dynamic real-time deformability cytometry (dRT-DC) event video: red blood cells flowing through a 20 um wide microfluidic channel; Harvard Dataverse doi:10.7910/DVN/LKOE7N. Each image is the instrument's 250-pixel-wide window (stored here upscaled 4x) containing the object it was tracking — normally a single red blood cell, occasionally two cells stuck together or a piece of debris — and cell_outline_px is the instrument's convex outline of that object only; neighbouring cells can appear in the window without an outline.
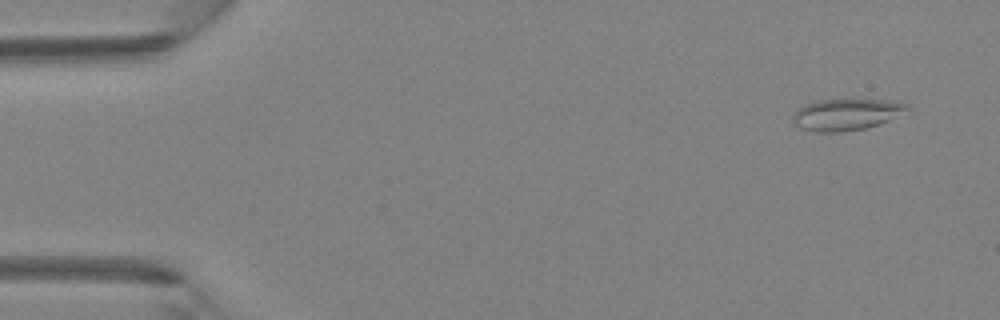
{"species": "Egyptian fruit bat (a non-hibernating species)", "species_latin": "Rousettus aegyptiacus", "temperature_condition": "room temperature", "stored_images_in_passage": 5, "camera_frame_rate_fps": 3000, "um_per_image_px": 0.085, "animal": {"sex": "female"}, "frame": {"image": 1, "passage_image": 1, "time_ms": 0.0, "image_size_px": [1000, 320], "cell_outline_px": [[912, 108], [880, 124], [864, 128], [840, 132], [812, 132], [800, 128], [792, 120], [792, 112], [796, 108], [804, 104], [816, 100], [844, 96], [856, 96], [900, 100], [908, 104]], "centroid_in_image_um": [71.96, 9.64], "position_along_channel_um": 13.0, "area_um2": 22.66}}
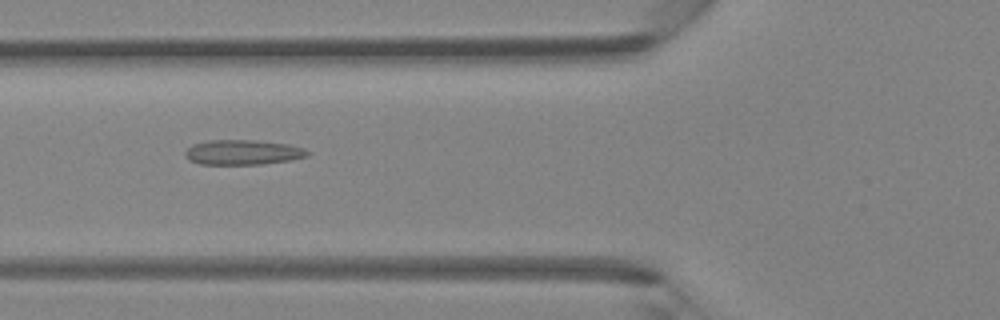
{"frame": {"image": 2, "passage_image": 5, "time_ms": 1.333, "image_size_px": [1000, 320], "cell_outline_px": [[308, 156], [288, 160], [260, 164], [200, 164], [188, 160], [184, 156], [184, 152], [192, 144], [208, 140], [256, 140], [288, 144], [304, 148], [308, 152]], "centroid_in_image_um": [20.58, 12.94], "position_along_channel_um": 105.2, "area_um2": 17.74}}